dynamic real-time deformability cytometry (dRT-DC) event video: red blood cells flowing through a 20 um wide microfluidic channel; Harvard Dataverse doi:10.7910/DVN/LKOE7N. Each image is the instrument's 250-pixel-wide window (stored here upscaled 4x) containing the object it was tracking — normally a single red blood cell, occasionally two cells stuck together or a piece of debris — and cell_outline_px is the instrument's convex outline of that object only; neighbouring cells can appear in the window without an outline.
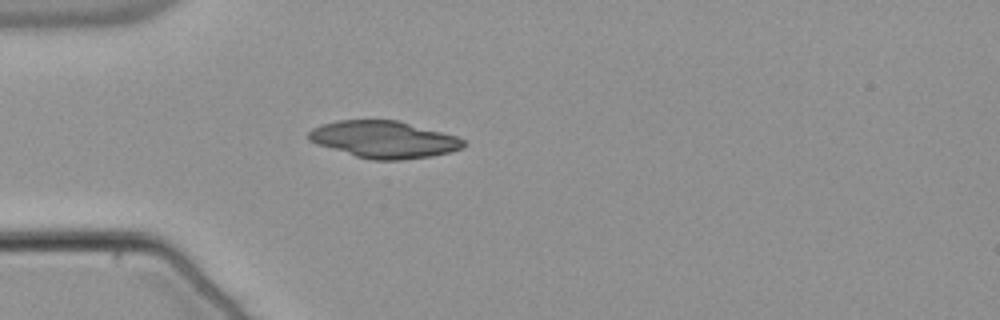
{"species": "common noctule bat (a hibernating species)", "species_latin": "Nyctalus noctula", "temperature_condition": "warm", "stored_images_in_passage": 39, "camera_frame_rate_fps": 3000, "um_per_image_px": 0.085, "animal": {"sex": "male", "body_mass_g": 21.5, "forearm_length_mm": 52.0}, "frame": {"image": 1, "passage_image": 1, "time_ms": 0.0, "image_size_px": [1000, 320], "cell_outline_px": [[464, 148], [432, 156], [400, 160], [372, 160], [356, 156], [316, 144], [308, 140], [308, 132], [312, 128], [336, 120], [400, 120], [456, 136], [464, 140]], "centroid_in_image_um": [32.63, 11.85], "position_along_channel_um": 52.4, "area_um2": 33.35}}
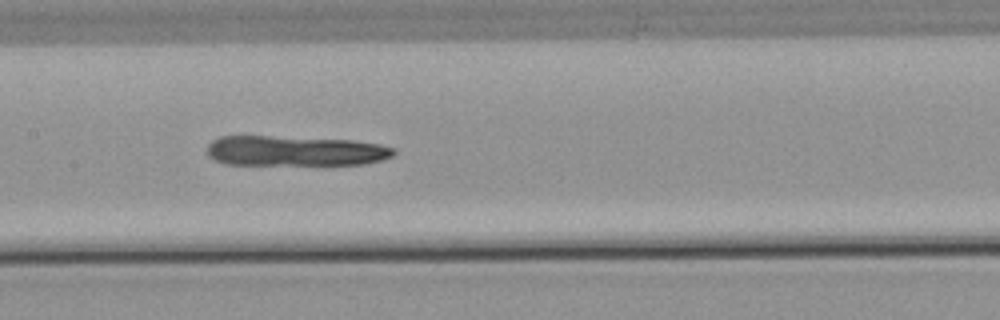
{"frame": {"image": 2, "passage_image": 12, "time_ms": 3.667, "image_size_px": [1000, 320], "cell_outline_px": [[396, 152], [392, 156], [384, 160], [364, 164], [224, 164], [212, 160], [208, 156], [208, 144], [212, 140], [220, 136], [268, 136], [352, 140], [380, 144], [396, 148]], "centroid_in_image_um": [25.08, 12.82], "position_along_channel_um": 182.3, "area_um2": 32.89}}
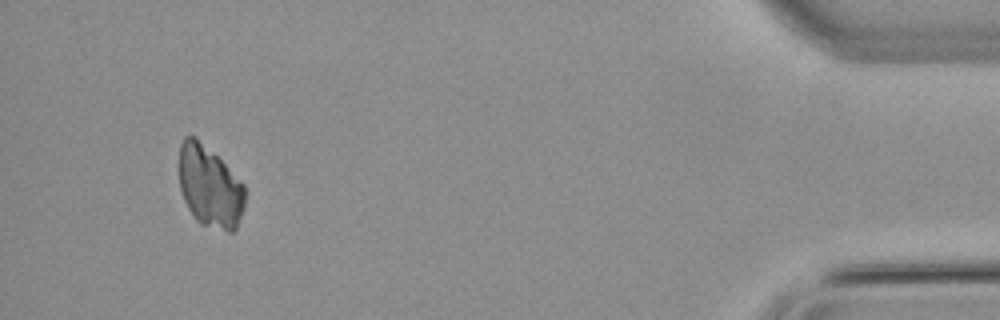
{"frame": {"image": 3, "passage_image": 36, "time_ms": 11.667, "image_size_px": [1000, 320], "cell_outline_px": [[244, 208], [236, 228], [232, 232], [228, 232], [200, 224], [196, 220], [188, 208], [184, 200], [180, 188], [180, 144], [184, 136], [196, 136], [244, 184]], "centroid_in_image_um": [17.82, 15.88], "position_along_channel_um": 417.4, "area_um2": 31.04}}